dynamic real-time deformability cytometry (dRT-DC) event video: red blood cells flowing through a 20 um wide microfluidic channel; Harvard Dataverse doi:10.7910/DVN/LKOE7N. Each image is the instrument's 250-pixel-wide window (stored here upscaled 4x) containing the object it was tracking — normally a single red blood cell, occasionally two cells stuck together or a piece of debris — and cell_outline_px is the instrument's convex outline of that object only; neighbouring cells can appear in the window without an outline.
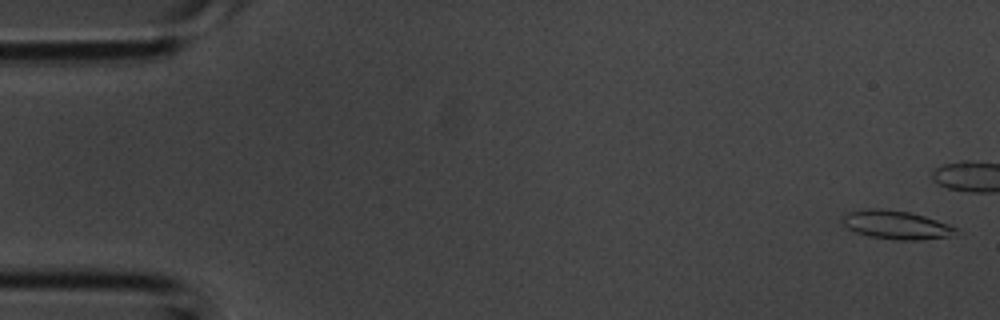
{"species": "common noctule bat (a hibernating species)", "species_latin": "Nyctalus noctula", "temperature_condition": "room temperature", "stored_images_in_passage": 30, "camera_frame_rate_fps": 3000, "um_per_image_px": 0.085, "animal": {"sex": "male", "body_mass_g": 20.1, "forearm_length_mm": 53.5}, "frame": {"image": 1, "passage_image": 1, "time_ms": 0.0, "image_size_px": [1000, 320], "cell_outline_px": [[956, 228], [948, 236], [920, 240], [896, 240], [868, 236], [856, 232], [848, 228], [840, 220], [840, 216], [848, 212], [868, 208], [880, 208], [908, 212], [924, 216], [948, 224]], "centroid_in_image_um": [76.07, 19.1], "position_along_channel_um": 8.9, "area_um2": 18.67}}